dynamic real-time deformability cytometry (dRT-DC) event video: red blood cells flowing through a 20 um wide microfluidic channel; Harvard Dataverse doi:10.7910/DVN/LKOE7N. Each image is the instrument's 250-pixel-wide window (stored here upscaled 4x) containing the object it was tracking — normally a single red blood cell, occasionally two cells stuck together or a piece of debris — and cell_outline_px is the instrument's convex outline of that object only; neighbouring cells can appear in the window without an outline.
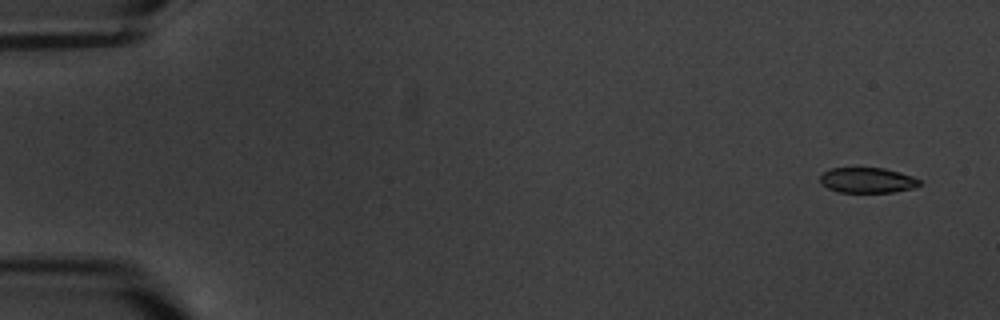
{"species": "common noctule bat (a hibernating species)", "species_latin": "Nyctalus noctula", "temperature_condition": "warm", "stored_images_in_passage": 6, "camera_frame_rate_fps": 3000, "um_per_image_px": 0.085, "animal": {"sex": "male", "body_mass_g": 20.1, "forearm_length_mm": 53.5}, "frame": {"image": 1, "passage_image": 1, "time_ms": 0.0, "image_size_px": [1000, 320], "cell_outline_px": [[920, 184], [912, 188], [892, 192], [840, 192], [828, 188], [820, 184], [820, 176], [824, 172], [832, 168], [884, 168], [900, 172], [912, 176], [920, 180]], "centroid_in_image_um": [73.71, 15.32], "position_along_channel_um": 11.3, "area_um2": 14.57}}